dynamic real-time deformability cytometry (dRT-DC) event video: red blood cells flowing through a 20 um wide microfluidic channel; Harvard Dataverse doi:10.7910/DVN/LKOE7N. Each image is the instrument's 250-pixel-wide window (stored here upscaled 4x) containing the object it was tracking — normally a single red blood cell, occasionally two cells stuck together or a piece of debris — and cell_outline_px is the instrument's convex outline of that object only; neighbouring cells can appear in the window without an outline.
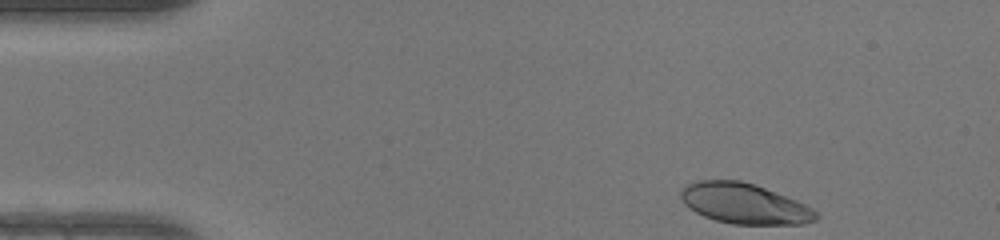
{"species": "human", "species_latin": "Homo sapiens", "temperature_condition": "warm", "stored_images_in_passage": 43, "camera_frame_rate_fps": 3000, "um_per_image_px": 0.085, "donor": {"sex": "female"}, "frame": {"image": 1, "passage_image": 1, "time_ms": 0.0, "image_size_px": [1000, 240], "cell_outline_px": [[820, 216], [816, 220], [804, 224], [732, 224], [716, 220], [704, 216], [696, 212], [684, 204], [680, 196], [680, 192], [688, 184], [696, 180], [740, 180], [764, 188], [796, 200], [812, 208]], "centroid_in_image_um": [63.27, 17.31], "position_along_channel_um": 21.7, "area_um2": 31.62}}
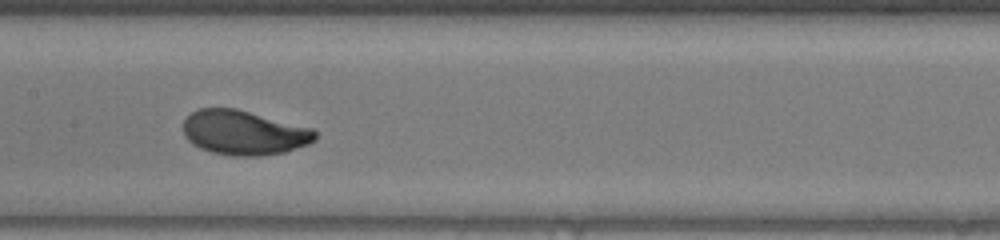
{"frame": {"image": 2, "passage_image": 19, "time_ms": 6.0, "image_size_px": [1000, 240], "cell_outline_px": [[316, 140], [308, 144], [284, 152], [260, 156], [232, 156], [212, 152], [200, 148], [192, 144], [184, 136], [184, 120], [192, 112], [200, 108], [236, 108], [312, 128], [316, 132]], "centroid_in_image_um": [20.73, 11.28], "position_along_channel_um": 186.7, "area_um2": 34.22}}
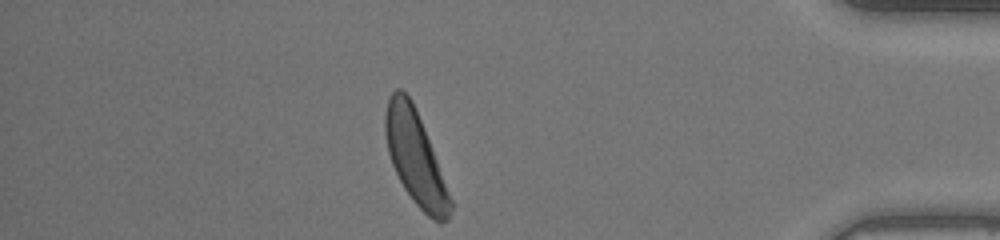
{"frame": {"image": 3, "passage_image": 37, "time_ms": 12.0, "image_size_px": [1000, 240], "cell_outline_px": [[452, 208], [448, 220], [440, 224], [432, 220], [412, 200], [404, 188], [392, 164], [388, 152], [384, 132], [384, 116], [388, 100], [392, 92], [396, 88], [400, 88], [412, 100], [452, 200]], "centroid_in_image_um": [35.28, 13.43], "position_along_channel_um": 399.9, "area_um2": 34.8}, "authors_computed_cell_mechanics": {"area_um2": 34.2176, "velocity_mm_per_s": 4.2407, "shape_relaxation_time_tau1_ms": 3.2202, "shape_relaxation_time_tau2_ms": null, "deformation_change_tau1": 0.1936, "deformation_change_tau2": null}}